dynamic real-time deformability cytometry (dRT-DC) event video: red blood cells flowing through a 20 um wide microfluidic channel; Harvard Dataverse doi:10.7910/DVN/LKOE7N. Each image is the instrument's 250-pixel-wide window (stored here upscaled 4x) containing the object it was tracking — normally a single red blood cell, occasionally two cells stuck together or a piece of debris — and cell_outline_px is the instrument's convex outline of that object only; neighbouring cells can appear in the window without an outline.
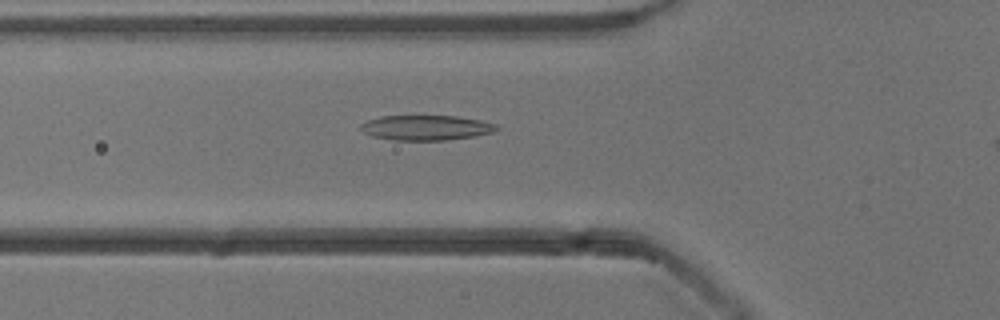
{"species": "common noctule bat (a hibernating species)", "species_latin": "Nyctalus noctula", "temperature_condition": "cold", "stored_images_in_passage": 43, "camera_frame_rate_fps": 3000, "um_per_image_px": 0.085, "animal": {"sex": "male", "body_mass_g": 13.3}, "frame": {"image": 1, "passage_image": 15, "time_ms": 4.667, "image_size_px": [1000, 320], "cell_outline_px": [[500, 128], [492, 132], [476, 136], [444, 140], [392, 140], [372, 136], [364, 132], [360, 128], [360, 124], [368, 120], [380, 116], [456, 116], [480, 120], [496, 124]], "centroid_in_image_um": [36.21, 10.85], "position_along_channel_um": 89.6, "area_um2": 19.77}}
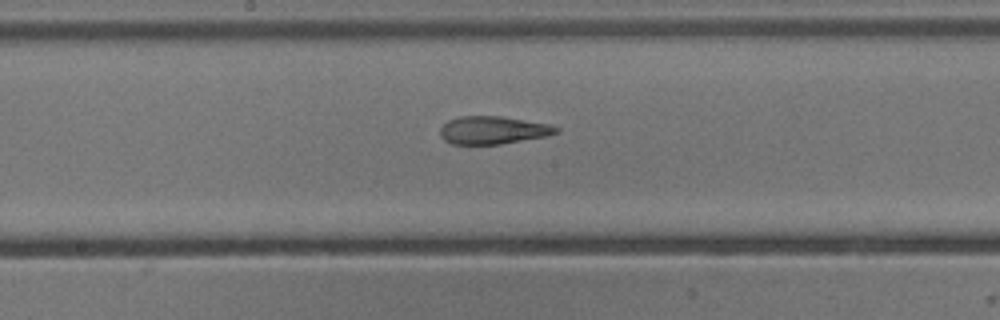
{"frame": {"image": 2, "passage_image": 24, "time_ms": 7.667, "image_size_px": [1000, 320], "cell_outline_px": [[560, 132], [544, 136], [500, 144], [452, 144], [444, 140], [440, 136], [440, 128], [448, 120], [460, 116], [500, 116], [548, 124], [560, 128]], "centroid_in_image_um": [41.87, 11.06], "position_along_channel_um": 206.3, "area_um2": 18.67}}
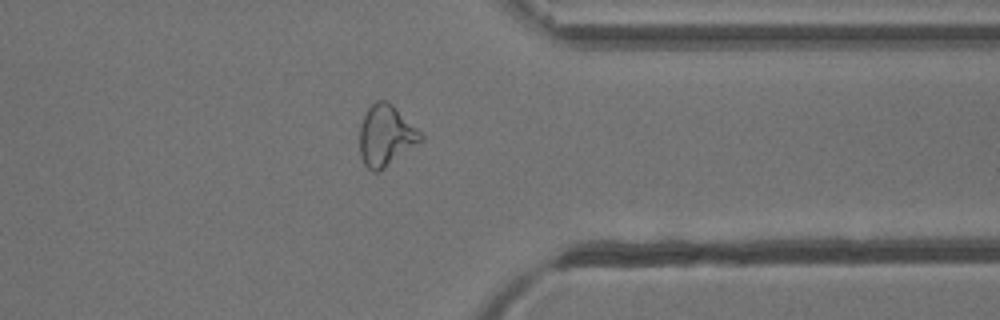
{"frame": {"image": 3, "passage_image": 38, "time_ms": 12.333, "image_size_px": [1000, 320], "cell_outline_px": [[424, 140], [380, 172], [372, 172], [364, 164], [360, 156], [360, 124], [368, 108], [376, 100], [384, 100], [392, 104], [424, 136]], "centroid_in_image_um": [32.8, 11.56], "position_along_channel_um": 378.6, "area_um2": 21.73}}